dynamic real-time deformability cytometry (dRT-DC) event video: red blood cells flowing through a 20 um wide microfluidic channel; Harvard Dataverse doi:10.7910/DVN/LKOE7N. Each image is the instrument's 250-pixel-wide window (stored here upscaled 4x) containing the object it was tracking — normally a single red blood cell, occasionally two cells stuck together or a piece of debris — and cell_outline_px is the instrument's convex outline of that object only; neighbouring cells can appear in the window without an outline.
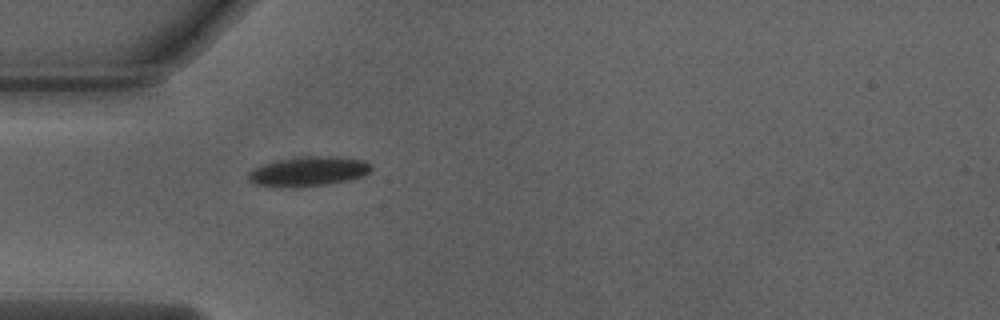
{"species": "Egyptian fruit bat (a non-hibernating species)", "species_latin": "Rousettus aegyptiacus", "temperature_condition": "warm", "stored_images_in_passage": 36, "camera_frame_rate_fps": 3000, "um_per_image_px": 0.085, "animal": {"sex": "male"}, "frame": {"image": 1, "passage_image": 1, "time_ms": 0.0, "image_size_px": [1000, 320], "cell_outline_px": [[372, 168], [364, 176], [348, 180], [328, 184], [256, 184], [248, 180], [248, 172], [252, 168], [276, 160], [308, 156], [328, 156], [364, 160]], "centroid_in_image_um": [26.25, 14.51], "position_along_channel_um": 58.7, "area_um2": 20.06}}
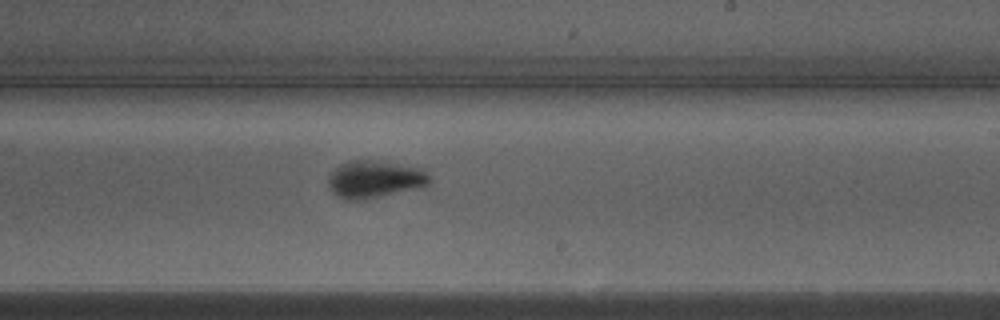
{"frame": {"image": 2, "passage_image": 16, "time_ms": 5.0, "image_size_px": [1000, 320], "cell_outline_px": [[432, 180], [424, 188], [380, 196], [356, 200], [344, 200], [336, 196], [328, 188], [328, 176], [340, 164], [348, 160], [368, 160], [420, 168], [432, 176]], "centroid_in_image_um": [31.85, 15.26], "position_along_channel_um": 257.2, "area_um2": 22.14}}
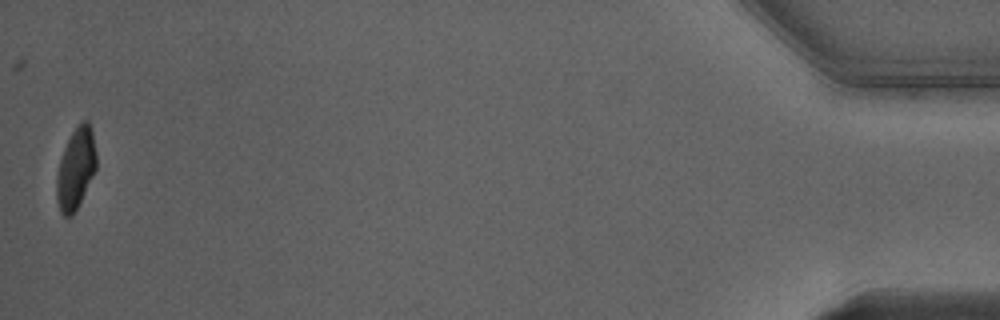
{"frame": {"image": 3, "passage_image": 36, "time_ms": 11.667, "image_size_px": [1000, 320], "cell_outline_px": [[96, 168], [80, 204], [72, 216], [64, 216], [60, 212], [56, 196], [56, 176], [60, 160], [64, 148], [72, 132], [80, 120], [88, 120], [92, 128], [96, 152]], "centroid_in_image_um": [6.44, 14.32], "position_along_channel_um": 428.8, "area_um2": 18.96}, "authors_computed_cell_mechanics": {"area_um2": 20.6057, "velocity_mm_per_s": 4.034, "shape_relaxation_time_tau1_ms": 3.0643, "shape_relaxation_time_tau2_ms": null, "deformation_change_tau1": 0.1671, "deformation_change_tau2": null}}